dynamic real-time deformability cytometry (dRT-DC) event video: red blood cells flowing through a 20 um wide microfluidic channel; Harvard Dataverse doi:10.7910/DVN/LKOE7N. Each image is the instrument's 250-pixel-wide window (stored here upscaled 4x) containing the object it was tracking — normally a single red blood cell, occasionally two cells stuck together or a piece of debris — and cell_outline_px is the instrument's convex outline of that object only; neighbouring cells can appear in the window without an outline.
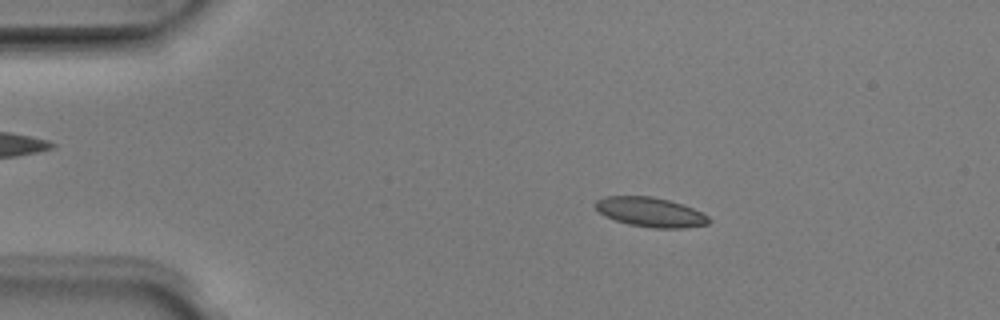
{"species": "Egyptian fruit bat (a non-hibernating species)", "species_latin": "Rousettus aegyptiacus", "temperature_condition": "room temperature", "stored_images_in_passage": 50, "camera_frame_rate_fps": 3000, "um_per_image_px": 0.085, "animal": {"sex": "male"}, "frame": {"image": 1, "passage_image": 9, "time_ms": 2.667, "image_size_px": [1000, 320], "cell_outline_px": [[712, 220], [708, 224], [684, 228], [652, 228], [628, 224], [604, 216], [592, 204], [596, 200], [604, 196], [652, 196], [668, 200], [692, 208], [708, 216]], "centroid_in_image_um": [55.26, 18.03], "position_along_channel_um": 29.7, "area_um2": 19.54}}
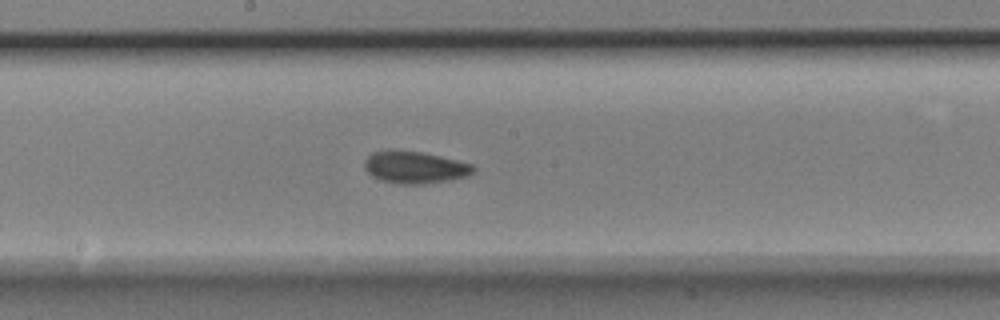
{"frame": {"image": 2, "passage_image": 27, "time_ms": 8.667, "image_size_px": [1000, 320], "cell_outline_px": [[476, 168], [468, 176], [452, 180], [424, 184], [400, 184], [380, 180], [372, 176], [364, 168], [364, 160], [372, 152], [424, 152], [472, 164]], "centroid_in_image_um": [35.29, 14.26], "position_along_channel_um": 212.9, "area_um2": 20.06}}
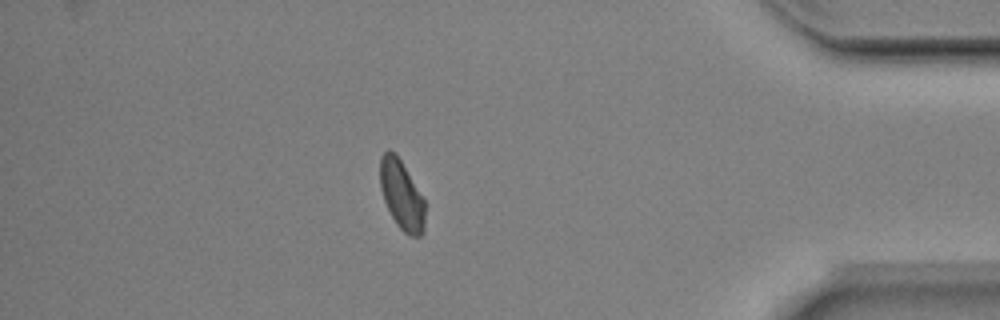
{"frame": {"image": 3, "passage_image": 44, "time_ms": 14.333, "image_size_px": [1000, 320], "cell_outline_px": [[424, 232], [420, 236], [412, 236], [404, 232], [396, 224], [384, 200], [380, 188], [380, 156], [388, 148], [396, 152], [424, 200]], "centroid_in_image_um": [34.12, 16.54], "position_along_channel_um": 401.1, "area_um2": 18.03}, "authors_computed_cell_mechanics": {"area_um2": 19.1318, "velocity_mm_per_s": 3.9985, "shape_relaxation_time_tau1_ms": 8.4388, "shape_relaxation_time_tau2_ms": null, "deformation_change_tau1": 0.1358, "deformation_change_tau2": null}}